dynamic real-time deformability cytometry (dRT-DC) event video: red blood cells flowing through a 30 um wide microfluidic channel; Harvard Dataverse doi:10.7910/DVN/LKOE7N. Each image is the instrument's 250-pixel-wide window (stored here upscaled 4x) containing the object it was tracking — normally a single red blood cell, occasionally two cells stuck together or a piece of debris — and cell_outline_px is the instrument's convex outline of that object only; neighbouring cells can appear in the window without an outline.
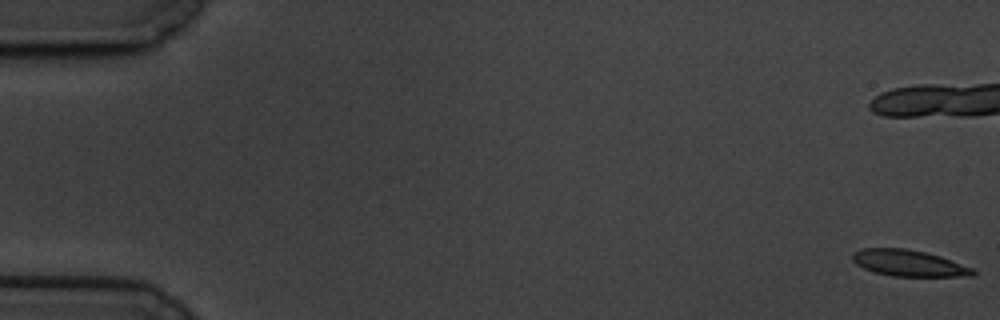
{"species": "common noctule bat (a hibernating species)", "species_latin": "Nyctalus noctula", "temperature_condition": "cold", "stored_images_in_passage": 23, "camera_frame_rate_fps": 3000, "um_per_image_px": 0.085, "animal": {"sex": "male", "body_mass_g": 19.5, "forearm_length_mm": 54.6}, "frame": {"image": 1, "passage_image": 1, "time_ms": 0.0, "image_size_px": [1000, 320], "cell_outline_px": [[976, 272], [972, 276], [892, 276], [876, 272], [864, 268], [856, 264], [852, 260], [852, 252], [860, 248], [904, 248], [924, 252], [940, 256], [972, 268]], "centroid_in_image_um": [77.2, 22.36], "position_along_channel_um": 7.8, "area_um2": 18.32}}